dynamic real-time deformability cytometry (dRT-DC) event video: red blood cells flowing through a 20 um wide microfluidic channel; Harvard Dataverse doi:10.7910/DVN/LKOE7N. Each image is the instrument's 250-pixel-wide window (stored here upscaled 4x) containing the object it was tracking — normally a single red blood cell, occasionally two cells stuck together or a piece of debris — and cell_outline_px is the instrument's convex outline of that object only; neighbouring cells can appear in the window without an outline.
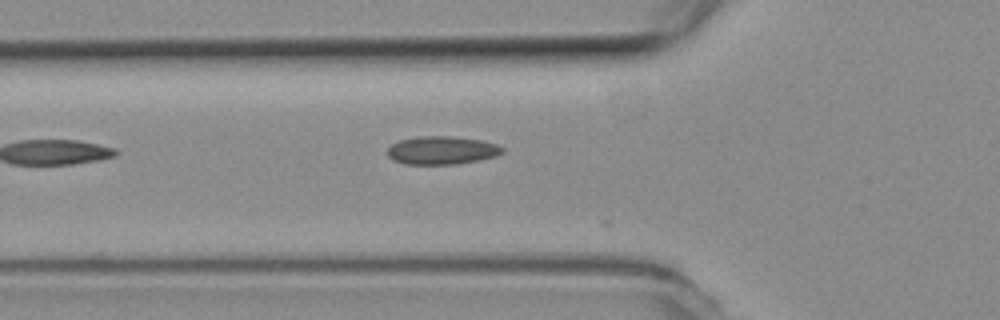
{"species": "common noctule bat (a hibernating species)", "species_latin": "Nyctalus noctula", "temperature_condition": "room temperature", "stored_images_in_passage": 5, "camera_frame_rate_fps": 3000, "um_per_image_px": 0.085, "animal": {"sex": "female", "body_mass_g": 19.3, "forearm_length_mm": 54.1}, "frame": {"image": 1, "passage_image": 5, "time_ms": 1.333, "image_size_px": [1000, 320], "cell_outline_px": [[504, 152], [496, 156], [480, 160], [456, 164], [404, 164], [392, 160], [388, 156], [388, 148], [392, 144], [400, 140], [424, 136], [452, 136], [484, 140], [496, 144], [504, 148]], "centroid_in_image_um": [37.59, 12.78], "position_along_channel_um": 88.2, "area_um2": 18.96}}